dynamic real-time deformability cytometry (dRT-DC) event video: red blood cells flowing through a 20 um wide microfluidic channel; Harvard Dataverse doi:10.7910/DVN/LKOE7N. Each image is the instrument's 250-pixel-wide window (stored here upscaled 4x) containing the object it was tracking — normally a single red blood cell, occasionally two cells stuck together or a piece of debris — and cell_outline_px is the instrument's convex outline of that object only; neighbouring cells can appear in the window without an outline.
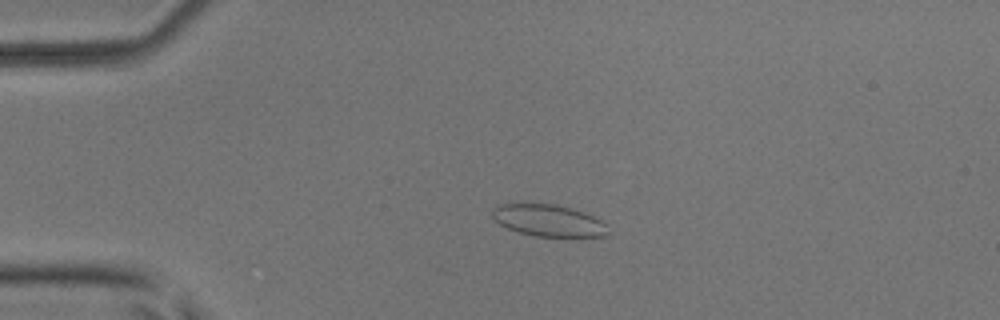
{"species": "common noctule bat (a hibernating species)", "species_latin": "Nyctalus noctula", "temperature_condition": "room temperature", "stored_images_in_passage": 4, "camera_frame_rate_fps": 3000, "um_per_image_px": 0.085, "animal": {"sex": "male", "body_mass_g": 17.9, "forearm_length_mm": 54.2}, "frame": {"image": 1, "passage_image": 4, "time_ms": 3.333, "image_size_px": [1000, 320], "cell_outline_px": [[608, 236], [536, 236], [520, 232], [508, 228], [500, 224], [492, 216], [492, 208], [504, 204], [556, 204], [592, 216], [608, 224]], "centroid_in_image_um": [46.63, 18.75], "position_along_channel_um": 38.4, "area_um2": 20.98}}